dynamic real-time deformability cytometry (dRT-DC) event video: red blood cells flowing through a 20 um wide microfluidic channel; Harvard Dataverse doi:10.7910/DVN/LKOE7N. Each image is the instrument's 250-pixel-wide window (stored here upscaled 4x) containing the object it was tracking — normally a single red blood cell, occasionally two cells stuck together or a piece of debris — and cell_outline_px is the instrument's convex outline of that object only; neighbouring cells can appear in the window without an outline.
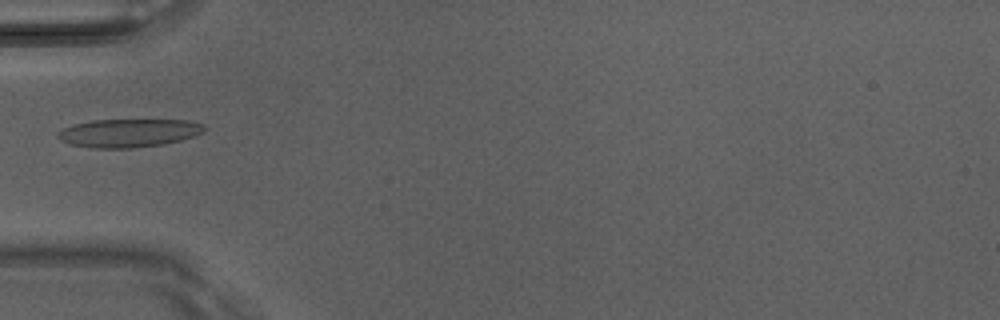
{"species": "Egyptian fruit bat (a non-hibernating species)", "species_latin": "Rousettus aegyptiacus", "temperature_condition": "room temperature", "stored_images_in_passage": 5, "camera_frame_rate_fps": 3000, "um_per_image_px": 0.085, "animal": {"sex": "male"}, "frame": {"image": 1, "passage_image": 5, "time_ms": 1.333, "image_size_px": [1000, 320], "cell_outline_px": [[204, 132], [180, 140], [164, 144], [132, 148], [92, 148], [68, 144], [60, 140], [56, 136], [56, 132], [72, 124], [92, 120], [188, 120], [204, 124]], "centroid_in_image_um": [10.88, 11.3], "position_along_channel_um": 74.1, "area_um2": 24.28}}